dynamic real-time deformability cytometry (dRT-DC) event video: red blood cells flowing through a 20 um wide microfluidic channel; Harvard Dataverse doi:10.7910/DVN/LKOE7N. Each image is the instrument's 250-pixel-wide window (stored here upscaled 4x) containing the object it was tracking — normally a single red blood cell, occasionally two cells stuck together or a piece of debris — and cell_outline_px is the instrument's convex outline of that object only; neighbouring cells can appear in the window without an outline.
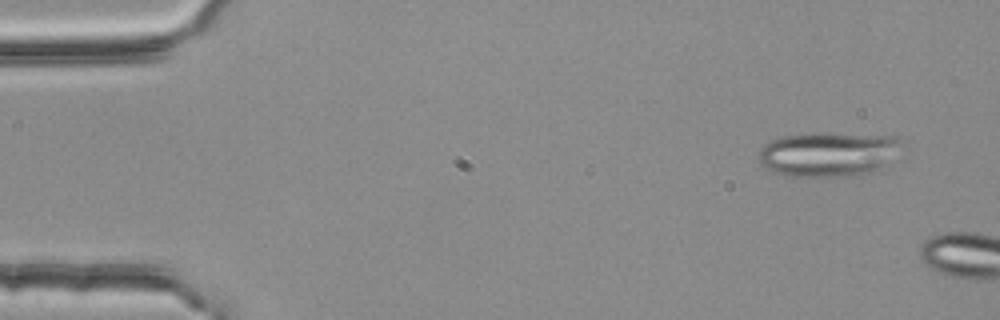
{"species": "common noctule bat (a hibernating species)", "species_latin": "Nyctalus noctula", "temperature_condition": "room temperature", "stored_images_in_passage": 2, "camera_frame_rate_fps": 3000, "um_per_image_px": 0.085, "animal": {"sex": "female", "body_mass_g": 25.1}, "frame": {"image": 1, "passage_image": 1, "time_ms": 0.0, "image_size_px": [1000, 320], "cell_outline_px": [[900, 140], [884, 164], [868, 172], [848, 176], [788, 176], [776, 172], [760, 164], [760, 148], [764, 144], [772, 140], [784, 136], [896, 136]], "centroid_in_image_um": [70.27, 13.16], "position_along_channel_um": 14.7, "area_um2": 34.51}}